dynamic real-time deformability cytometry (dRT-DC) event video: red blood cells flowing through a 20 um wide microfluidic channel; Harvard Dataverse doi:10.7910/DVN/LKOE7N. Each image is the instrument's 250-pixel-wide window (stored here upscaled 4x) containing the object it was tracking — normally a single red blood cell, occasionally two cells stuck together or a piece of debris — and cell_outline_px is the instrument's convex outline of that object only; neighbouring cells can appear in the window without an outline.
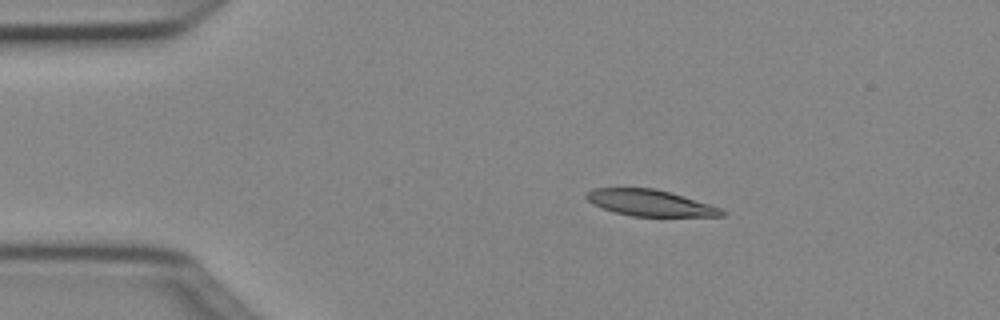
{"species": "Egyptian fruit bat (a non-hibernating species)", "species_latin": "Rousettus aegyptiacus", "temperature_condition": "cold", "stored_images_in_passage": 3, "camera_frame_rate_fps": 3000, "um_per_image_px": 0.085, "animal": {"sex": "female"}, "frame": {"image": 1, "passage_image": 1, "time_ms": 0.0, "image_size_px": [1000, 320], "cell_outline_px": [[724, 216], [632, 216], [616, 212], [592, 204], [584, 196], [592, 188], [656, 188], [708, 204], [720, 208], [724, 212]], "centroid_in_image_um": [55.21, 17.24], "position_along_channel_um": 29.8, "area_um2": 20.35}}
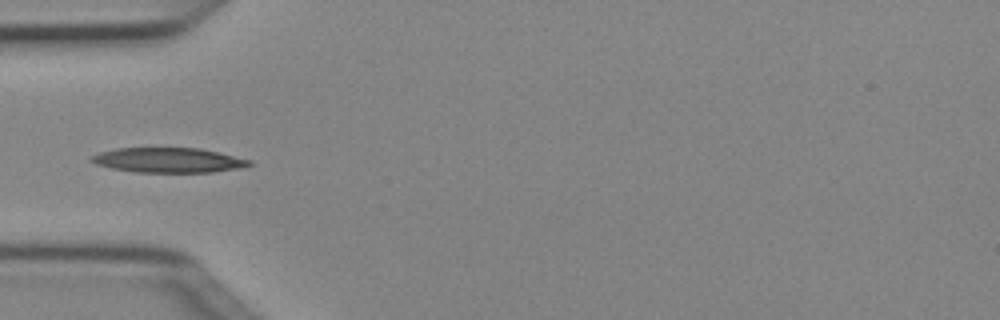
{"frame": {"image": 2, "passage_image": 3, "time_ms": 0.667, "image_size_px": [1000, 320], "cell_outline_px": [[252, 164], [248, 168], [212, 172], [132, 172], [112, 168], [96, 164], [88, 160], [88, 156], [100, 152], [116, 148], [200, 148], [252, 160]], "centroid_in_image_um": [14.33, 13.62], "position_along_channel_um": 70.7, "area_um2": 23.18}}